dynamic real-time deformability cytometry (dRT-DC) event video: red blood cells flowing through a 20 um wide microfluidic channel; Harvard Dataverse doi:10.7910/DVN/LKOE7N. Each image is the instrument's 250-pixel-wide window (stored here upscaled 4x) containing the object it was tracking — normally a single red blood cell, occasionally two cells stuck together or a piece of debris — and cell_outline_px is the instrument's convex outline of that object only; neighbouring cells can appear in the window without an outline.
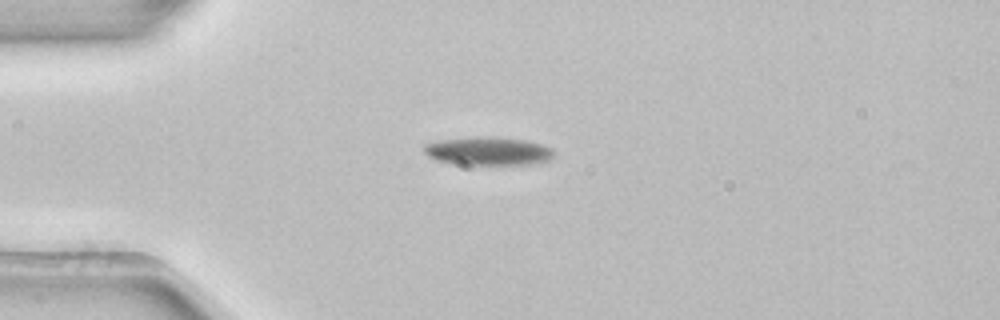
{"species": "common noctule bat (a hibernating species)", "species_latin": "Nyctalus noctula", "temperature_condition": "room temperature", "stored_images_in_passage": 2, "camera_frame_rate_fps": 3000, "um_per_image_px": 0.085, "animal": {"sex": "female", "body_mass_g": 22.7, "forearm_length_mm": 54.2}, "frame": {"image": 1, "passage_image": 1, "time_ms": 0.0, "image_size_px": [1000, 320], "cell_outline_px": [[556, 152], [552, 160], [540, 164], [460, 164], [436, 160], [428, 156], [424, 152], [424, 144], [440, 140], [488, 136], [492, 136], [524, 140], [540, 144], [552, 148]], "centroid_in_image_um": [41.57, 12.85], "position_along_channel_um": 43.4, "area_um2": 21.5}}